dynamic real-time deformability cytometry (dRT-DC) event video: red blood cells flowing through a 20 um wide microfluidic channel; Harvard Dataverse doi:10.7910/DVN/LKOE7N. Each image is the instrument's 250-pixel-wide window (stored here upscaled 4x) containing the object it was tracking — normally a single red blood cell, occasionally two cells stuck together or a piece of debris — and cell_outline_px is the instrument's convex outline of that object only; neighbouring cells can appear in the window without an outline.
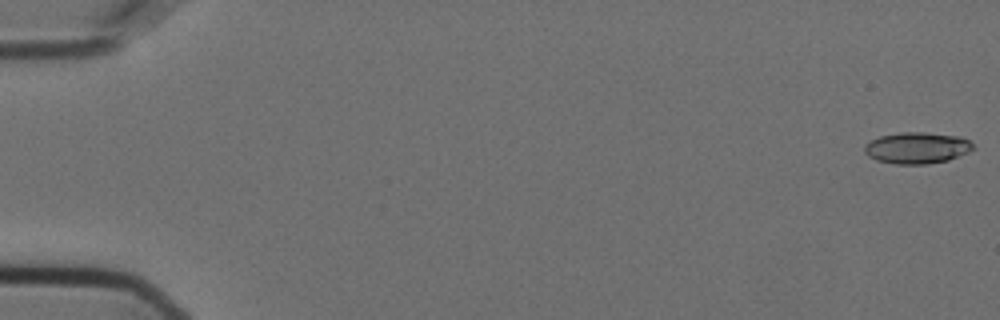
{"species": "Egyptian fruit bat (a non-hibernating species)", "species_latin": "Rousettus aegyptiacus", "temperature_condition": "cold", "stored_images_in_passage": 55, "camera_frame_rate_fps": 3000, "um_per_image_px": 0.085, "animal": {"sex": "female"}, "frame": {"image": 1, "passage_image": 1, "time_ms": 0.0, "image_size_px": [1000, 320], "cell_outline_px": [[976, 148], [968, 152], [948, 160], [928, 164], [896, 164], [876, 160], [868, 156], [864, 152], [864, 144], [880, 136], [900, 132], [924, 132], [960, 136], [968, 140]], "centroid_in_image_um": [77.94, 12.57], "position_along_channel_um": 7.1, "area_um2": 19.94}}
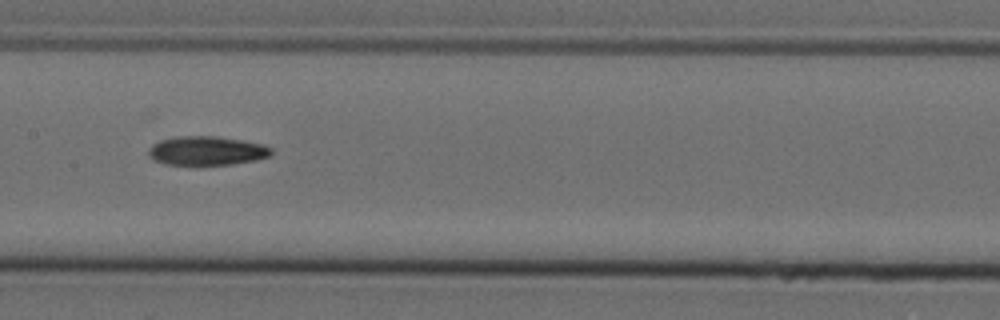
{"frame": {"image": 2, "passage_image": 29, "time_ms": 9.333, "image_size_px": [1000, 320], "cell_outline_px": [[272, 152], [268, 156], [256, 160], [232, 164], [164, 164], [148, 156], [148, 148], [152, 144], [160, 140], [176, 136], [216, 136], [244, 140], [264, 144], [272, 148]], "centroid_in_image_um": [17.57, 12.8], "position_along_channel_um": 189.8, "area_um2": 20.75}}
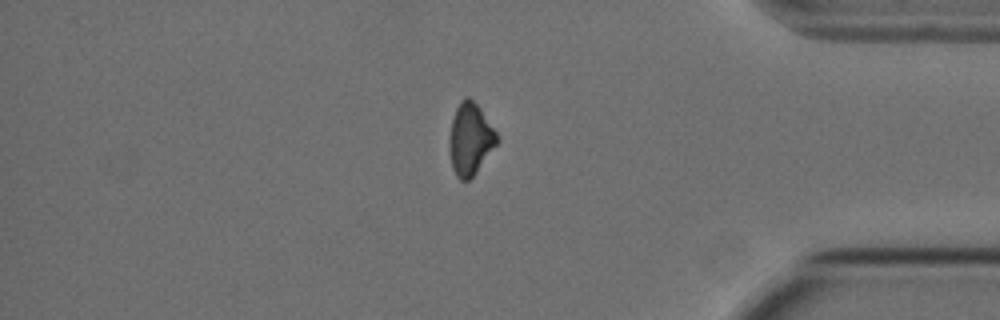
{"frame": {"image": 3, "passage_image": 48, "time_ms": 15.667, "image_size_px": [1000, 320], "cell_outline_px": [[500, 140], [476, 172], [468, 180], [460, 180], [456, 176], [452, 168], [448, 148], [448, 144], [452, 120], [456, 108], [460, 100], [464, 96], [468, 96], [480, 108], [496, 132]], "centroid_in_image_um": [39.95, 11.82], "position_along_channel_um": 395.2, "area_um2": 19.94}}